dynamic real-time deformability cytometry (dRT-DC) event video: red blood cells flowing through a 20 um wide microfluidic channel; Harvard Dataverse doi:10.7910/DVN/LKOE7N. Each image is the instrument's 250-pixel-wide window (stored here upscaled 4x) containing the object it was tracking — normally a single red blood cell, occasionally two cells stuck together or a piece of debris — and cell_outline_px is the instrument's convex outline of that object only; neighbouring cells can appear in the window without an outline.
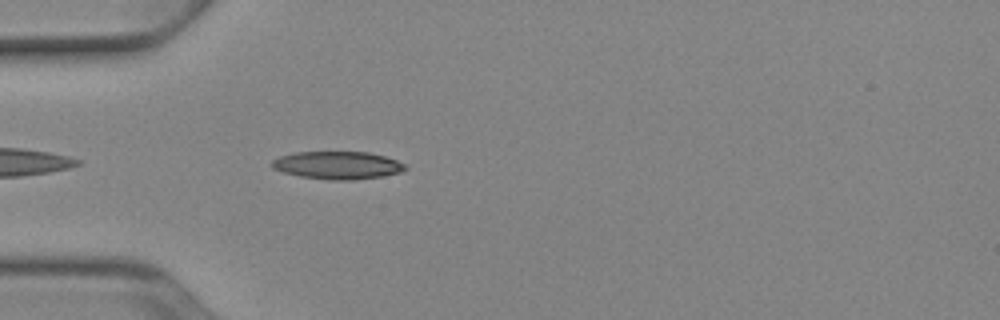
{"species": "Egyptian fruit bat (a non-hibernating species)", "species_latin": "Rousettus aegyptiacus", "temperature_condition": "cold", "stored_images_in_passage": 11, "camera_frame_rate_fps": 3000, "um_per_image_px": 0.085, "animal": {"sex": "female"}, "frame": {"image": 1, "passage_image": 4, "time_ms": 1.0, "image_size_px": [1000, 320], "cell_outline_px": [[408, 168], [400, 172], [380, 176], [352, 180], [328, 180], [300, 176], [284, 172], [272, 168], [268, 164], [272, 160], [280, 156], [296, 152], [368, 152], [384, 156], [396, 160], [404, 164]], "centroid_in_image_um": [28.65, 14.04], "position_along_channel_um": 56.4, "area_um2": 21.5}}
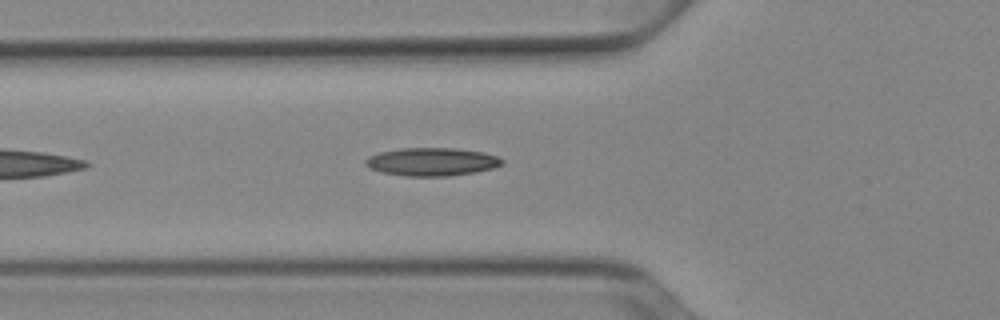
{"frame": {"image": 2, "passage_image": 7, "time_ms": 2.0, "image_size_px": [1000, 320], "cell_outline_px": [[504, 164], [492, 168], [476, 172], [448, 176], [404, 176], [380, 172], [368, 168], [364, 164], [364, 160], [368, 156], [380, 152], [400, 148], [456, 148], [484, 152], [496, 156], [504, 160]], "centroid_in_image_um": [36.68, 13.75], "position_along_channel_um": 89.1, "area_um2": 22.6}}